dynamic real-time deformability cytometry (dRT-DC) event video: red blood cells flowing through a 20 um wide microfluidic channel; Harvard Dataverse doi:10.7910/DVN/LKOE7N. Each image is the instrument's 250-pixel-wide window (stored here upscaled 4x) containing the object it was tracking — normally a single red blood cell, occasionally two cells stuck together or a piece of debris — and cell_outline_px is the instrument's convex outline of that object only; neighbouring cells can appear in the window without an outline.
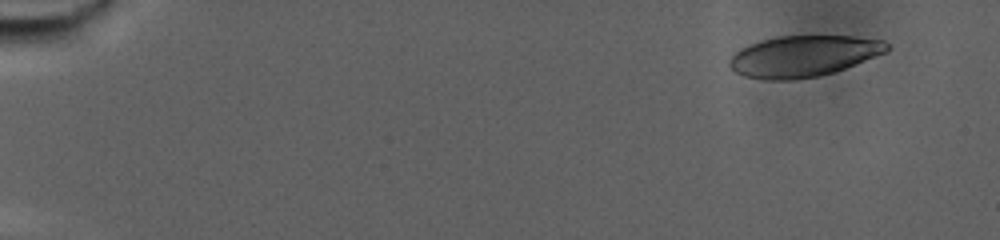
{"species": "human", "species_latin": "Homo sapiens", "temperature_condition": "warm", "stored_images_in_passage": 48, "camera_frame_rate_fps": 3000, "um_per_image_px": 0.085, "donor": {"sex": "male"}, "frame": {"image": 1, "passage_image": 1, "time_ms": 0.0, "image_size_px": [1000, 240], "cell_outline_px": [[892, 48], [888, 52], [844, 68], [820, 76], [792, 80], [764, 80], [744, 76], [736, 72], [728, 64], [728, 60], [740, 48], [748, 44], [760, 40], [776, 36], [852, 36], [884, 40]], "centroid_in_image_um": [68.29, 4.77], "position_along_channel_um": 16.7, "area_um2": 37.97}}
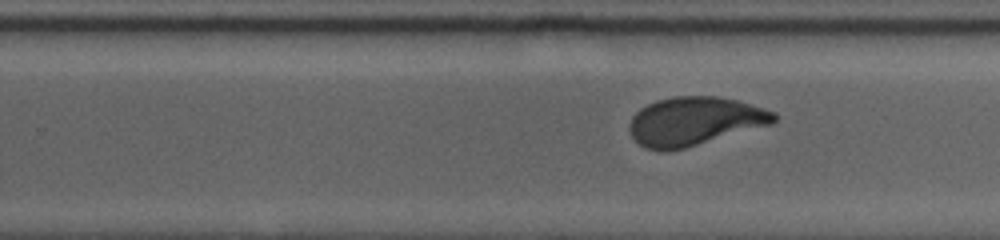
{"frame": {"image": 2, "passage_image": 26, "time_ms": 8.333, "image_size_px": [1000, 240], "cell_outline_px": [[776, 120], [772, 124], [684, 148], [664, 152], [660, 152], [644, 148], [632, 136], [628, 128], [632, 116], [640, 108], [656, 100], [672, 96], [716, 96], [736, 100], [764, 108], [776, 112]], "centroid_in_image_um": [59.01, 10.3], "position_along_channel_um": 270.8, "area_um2": 40.92}}
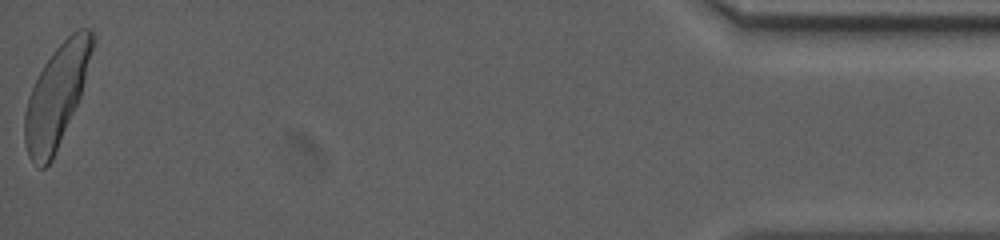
{"frame": {"image": 3, "passage_image": 48, "time_ms": 15.667, "image_size_px": [1000, 240], "cell_outline_px": [[92, 48], [80, 96], [52, 160], [44, 168], [40, 168], [28, 156], [24, 140], [24, 112], [28, 96], [44, 64], [56, 48], [72, 32], [80, 28], [88, 28], [92, 32]], "centroid_in_image_um": [4.76, 8.19], "position_along_channel_um": 430.4, "area_um2": 38.84}, "authors_computed_cell_mechanics": {"area_um2": 40.171, "velocity_mm_per_s": 2.7037, "shape_relaxation_time_tau1_ms": 2.4282, "shape_relaxation_time_tau2_ms": null, "deformation_change_tau1": 0.1421, "deformation_change_tau2": null}}